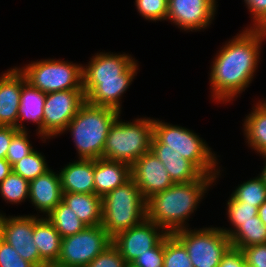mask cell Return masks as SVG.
I'll return each instance as SVG.
<instances>
[{"label": "cell", "instance_id": "9", "mask_svg": "<svg viewBox=\"0 0 266 267\" xmlns=\"http://www.w3.org/2000/svg\"><path fill=\"white\" fill-rule=\"evenodd\" d=\"M195 229L185 228L173 234L186 247L193 267H218L231 247L229 237L220 227Z\"/></svg>", "mask_w": 266, "mask_h": 267}, {"label": "cell", "instance_id": "33", "mask_svg": "<svg viewBox=\"0 0 266 267\" xmlns=\"http://www.w3.org/2000/svg\"><path fill=\"white\" fill-rule=\"evenodd\" d=\"M135 6L145 20H167L168 0H135Z\"/></svg>", "mask_w": 266, "mask_h": 267}, {"label": "cell", "instance_id": "20", "mask_svg": "<svg viewBox=\"0 0 266 267\" xmlns=\"http://www.w3.org/2000/svg\"><path fill=\"white\" fill-rule=\"evenodd\" d=\"M45 100L46 94L26 81L21 90L20 106L16 125L17 130H27V127L23 126L24 121L36 123L38 125V128L36 129V132H38L37 135L40 136L42 141H44L43 143L46 141V139L43 138Z\"/></svg>", "mask_w": 266, "mask_h": 267}, {"label": "cell", "instance_id": "45", "mask_svg": "<svg viewBox=\"0 0 266 267\" xmlns=\"http://www.w3.org/2000/svg\"><path fill=\"white\" fill-rule=\"evenodd\" d=\"M125 267H135V266H133L132 264H126Z\"/></svg>", "mask_w": 266, "mask_h": 267}, {"label": "cell", "instance_id": "4", "mask_svg": "<svg viewBox=\"0 0 266 267\" xmlns=\"http://www.w3.org/2000/svg\"><path fill=\"white\" fill-rule=\"evenodd\" d=\"M199 136L186 127L154 119L150 150H174L191 161L204 175L219 178L218 156Z\"/></svg>", "mask_w": 266, "mask_h": 267}, {"label": "cell", "instance_id": "30", "mask_svg": "<svg viewBox=\"0 0 266 267\" xmlns=\"http://www.w3.org/2000/svg\"><path fill=\"white\" fill-rule=\"evenodd\" d=\"M163 267H193L186 247L174 234L164 238Z\"/></svg>", "mask_w": 266, "mask_h": 267}, {"label": "cell", "instance_id": "42", "mask_svg": "<svg viewBox=\"0 0 266 267\" xmlns=\"http://www.w3.org/2000/svg\"><path fill=\"white\" fill-rule=\"evenodd\" d=\"M258 216L262 223L266 225V201H264L258 208Z\"/></svg>", "mask_w": 266, "mask_h": 267}, {"label": "cell", "instance_id": "31", "mask_svg": "<svg viewBox=\"0 0 266 267\" xmlns=\"http://www.w3.org/2000/svg\"><path fill=\"white\" fill-rule=\"evenodd\" d=\"M49 168L45 156L39 153V151L34 150L28 156L14 164L12 171L30 182L46 173L50 170Z\"/></svg>", "mask_w": 266, "mask_h": 267}, {"label": "cell", "instance_id": "32", "mask_svg": "<svg viewBox=\"0 0 266 267\" xmlns=\"http://www.w3.org/2000/svg\"><path fill=\"white\" fill-rule=\"evenodd\" d=\"M28 130H19L13 137L6 153V160L11 166L28 156L35 149L30 143Z\"/></svg>", "mask_w": 266, "mask_h": 267}, {"label": "cell", "instance_id": "38", "mask_svg": "<svg viewBox=\"0 0 266 267\" xmlns=\"http://www.w3.org/2000/svg\"><path fill=\"white\" fill-rule=\"evenodd\" d=\"M244 2L253 20L249 28L266 29V0H244Z\"/></svg>", "mask_w": 266, "mask_h": 267}, {"label": "cell", "instance_id": "34", "mask_svg": "<svg viewBox=\"0 0 266 267\" xmlns=\"http://www.w3.org/2000/svg\"><path fill=\"white\" fill-rule=\"evenodd\" d=\"M126 264L117 248L111 243L86 267H125Z\"/></svg>", "mask_w": 266, "mask_h": 267}, {"label": "cell", "instance_id": "44", "mask_svg": "<svg viewBox=\"0 0 266 267\" xmlns=\"http://www.w3.org/2000/svg\"><path fill=\"white\" fill-rule=\"evenodd\" d=\"M46 267H62V266H58L56 264H48Z\"/></svg>", "mask_w": 266, "mask_h": 267}, {"label": "cell", "instance_id": "41", "mask_svg": "<svg viewBox=\"0 0 266 267\" xmlns=\"http://www.w3.org/2000/svg\"><path fill=\"white\" fill-rule=\"evenodd\" d=\"M12 172V166L6 159H0V183Z\"/></svg>", "mask_w": 266, "mask_h": 267}, {"label": "cell", "instance_id": "5", "mask_svg": "<svg viewBox=\"0 0 266 267\" xmlns=\"http://www.w3.org/2000/svg\"><path fill=\"white\" fill-rule=\"evenodd\" d=\"M121 115L115 109L85 102L62 133L71 132L78 159L102 158L109 129Z\"/></svg>", "mask_w": 266, "mask_h": 267}, {"label": "cell", "instance_id": "11", "mask_svg": "<svg viewBox=\"0 0 266 267\" xmlns=\"http://www.w3.org/2000/svg\"><path fill=\"white\" fill-rule=\"evenodd\" d=\"M85 102L84 90L47 93L44 105L43 138L60 136Z\"/></svg>", "mask_w": 266, "mask_h": 267}, {"label": "cell", "instance_id": "12", "mask_svg": "<svg viewBox=\"0 0 266 267\" xmlns=\"http://www.w3.org/2000/svg\"><path fill=\"white\" fill-rule=\"evenodd\" d=\"M34 215H17L7 217L0 212V237L12 246L26 261L36 267L48 264L40 257L34 242Z\"/></svg>", "mask_w": 266, "mask_h": 267}, {"label": "cell", "instance_id": "40", "mask_svg": "<svg viewBox=\"0 0 266 267\" xmlns=\"http://www.w3.org/2000/svg\"><path fill=\"white\" fill-rule=\"evenodd\" d=\"M15 127L0 126V159H6L12 137L18 132Z\"/></svg>", "mask_w": 266, "mask_h": 267}, {"label": "cell", "instance_id": "46", "mask_svg": "<svg viewBox=\"0 0 266 267\" xmlns=\"http://www.w3.org/2000/svg\"><path fill=\"white\" fill-rule=\"evenodd\" d=\"M261 156L262 157H266V151Z\"/></svg>", "mask_w": 266, "mask_h": 267}, {"label": "cell", "instance_id": "23", "mask_svg": "<svg viewBox=\"0 0 266 267\" xmlns=\"http://www.w3.org/2000/svg\"><path fill=\"white\" fill-rule=\"evenodd\" d=\"M165 166L174 183L199 180L204 174L189 160L174 150H150Z\"/></svg>", "mask_w": 266, "mask_h": 267}, {"label": "cell", "instance_id": "7", "mask_svg": "<svg viewBox=\"0 0 266 267\" xmlns=\"http://www.w3.org/2000/svg\"><path fill=\"white\" fill-rule=\"evenodd\" d=\"M150 118L123 122L119 115L109 129L102 158L132 165L149 152L154 126V118Z\"/></svg>", "mask_w": 266, "mask_h": 267}, {"label": "cell", "instance_id": "43", "mask_svg": "<svg viewBox=\"0 0 266 267\" xmlns=\"http://www.w3.org/2000/svg\"><path fill=\"white\" fill-rule=\"evenodd\" d=\"M263 158H265V166L259 175L262 177L263 182L266 184V157Z\"/></svg>", "mask_w": 266, "mask_h": 267}, {"label": "cell", "instance_id": "39", "mask_svg": "<svg viewBox=\"0 0 266 267\" xmlns=\"http://www.w3.org/2000/svg\"><path fill=\"white\" fill-rule=\"evenodd\" d=\"M218 267H247L240 249L230 247L223 255Z\"/></svg>", "mask_w": 266, "mask_h": 267}, {"label": "cell", "instance_id": "3", "mask_svg": "<svg viewBox=\"0 0 266 267\" xmlns=\"http://www.w3.org/2000/svg\"><path fill=\"white\" fill-rule=\"evenodd\" d=\"M217 178L203 175L197 181L174 183L164 191L157 192L147 199V219L162 227L168 234L188 228L186 221L197 210L208 188L212 187Z\"/></svg>", "mask_w": 266, "mask_h": 267}, {"label": "cell", "instance_id": "36", "mask_svg": "<svg viewBox=\"0 0 266 267\" xmlns=\"http://www.w3.org/2000/svg\"><path fill=\"white\" fill-rule=\"evenodd\" d=\"M135 267H163L164 264V239L154 248L139 255L131 263Z\"/></svg>", "mask_w": 266, "mask_h": 267}, {"label": "cell", "instance_id": "13", "mask_svg": "<svg viewBox=\"0 0 266 267\" xmlns=\"http://www.w3.org/2000/svg\"><path fill=\"white\" fill-rule=\"evenodd\" d=\"M168 233L149 219H145L126 231L112 238V244L117 248L127 264L149 249L156 247Z\"/></svg>", "mask_w": 266, "mask_h": 267}, {"label": "cell", "instance_id": "8", "mask_svg": "<svg viewBox=\"0 0 266 267\" xmlns=\"http://www.w3.org/2000/svg\"><path fill=\"white\" fill-rule=\"evenodd\" d=\"M33 87L45 94L63 90H83V65L64 60L44 59L18 67Z\"/></svg>", "mask_w": 266, "mask_h": 267}, {"label": "cell", "instance_id": "16", "mask_svg": "<svg viewBox=\"0 0 266 267\" xmlns=\"http://www.w3.org/2000/svg\"><path fill=\"white\" fill-rule=\"evenodd\" d=\"M26 81L18 67L8 69L0 75V126L16 128L21 90Z\"/></svg>", "mask_w": 266, "mask_h": 267}, {"label": "cell", "instance_id": "35", "mask_svg": "<svg viewBox=\"0 0 266 267\" xmlns=\"http://www.w3.org/2000/svg\"><path fill=\"white\" fill-rule=\"evenodd\" d=\"M0 267H36L0 237Z\"/></svg>", "mask_w": 266, "mask_h": 267}, {"label": "cell", "instance_id": "29", "mask_svg": "<svg viewBox=\"0 0 266 267\" xmlns=\"http://www.w3.org/2000/svg\"><path fill=\"white\" fill-rule=\"evenodd\" d=\"M0 194L6 203L21 204L29 199V181L12 171L0 183Z\"/></svg>", "mask_w": 266, "mask_h": 267}, {"label": "cell", "instance_id": "28", "mask_svg": "<svg viewBox=\"0 0 266 267\" xmlns=\"http://www.w3.org/2000/svg\"><path fill=\"white\" fill-rule=\"evenodd\" d=\"M226 205L227 218L234 228H220L228 237L241 226V222L255 220V216L258 215V208L256 206L237 201L232 196L229 197Z\"/></svg>", "mask_w": 266, "mask_h": 267}, {"label": "cell", "instance_id": "37", "mask_svg": "<svg viewBox=\"0 0 266 267\" xmlns=\"http://www.w3.org/2000/svg\"><path fill=\"white\" fill-rule=\"evenodd\" d=\"M247 267H266V243L240 249Z\"/></svg>", "mask_w": 266, "mask_h": 267}, {"label": "cell", "instance_id": "24", "mask_svg": "<svg viewBox=\"0 0 266 267\" xmlns=\"http://www.w3.org/2000/svg\"><path fill=\"white\" fill-rule=\"evenodd\" d=\"M252 109L244 120L243 133L248 146L262 155L266 151V104L259 100Z\"/></svg>", "mask_w": 266, "mask_h": 267}, {"label": "cell", "instance_id": "1", "mask_svg": "<svg viewBox=\"0 0 266 267\" xmlns=\"http://www.w3.org/2000/svg\"><path fill=\"white\" fill-rule=\"evenodd\" d=\"M240 32L220 48L211 65L210 92L217 103L235 100L256 75L266 29L246 27Z\"/></svg>", "mask_w": 266, "mask_h": 267}, {"label": "cell", "instance_id": "17", "mask_svg": "<svg viewBox=\"0 0 266 267\" xmlns=\"http://www.w3.org/2000/svg\"><path fill=\"white\" fill-rule=\"evenodd\" d=\"M50 169L29 182V201L36 211L47 216L61 201L62 187L59 173ZM57 173V174H56Z\"/></svg>", "mask_w": 266, "mask_h": 267}, {"label": "cell", "instance_id": "18", "mask_svg": "<svg viewBox=\"0 0 266 267\" xmlns=\"http://www.w3.org/2000/svg\"><path fill=\"white\" fill-rule=\"evenodd\" d=\"M63 193L95 194L94 160L78 159L69 162L59 172Z\"/></svg>", "mask_w": 266, "mask_h": 267}, {"label": "cell", "instance_id": "22", "mask_svg": "<svg viewBox=\"0 0 266 267\" xmlns=\"http://www.w3.org/2000/svg\"><path fill=\"white\" fill-rule=\"evenodd\" d=\"M62 202L70 207L86 226L102 224L101 196L85 193H63Z\"/></svg>", "mask_w": 266, "mask_h": 267}, {"label": "cell", "instance_id": "6", "mask_svg": "<svg viewBox=\"0 0 266 267\" xmlns=\"http://www.w3.org/2000/svg\"><path fill=\"white\" fill-rule=\"evenodd\" d=\"M147 200L131 178L102 197V227L112 239L147 218Z\"/></svg>", "mask_w": 266, "mask_h": 267}, {"label": "cell", "instance_id": "26", "mask_svg": "<svg viewBox=\"0 0 266 267\" xmlns=\"http://www.w3.org/2000/svg\"><path fill=\"white\" fill-rule=\"evenodd\" d=\"M62 238L82 231L86 225L62 201L46 216Z\"/></svg>", "mask_w": 266, "mask_h": 267}, {"label": "cell", "instance_id": "19", "mask_svg": "<svg viewBox=\"0 0 266 267\" xmlns=\"http://www.w3.org/2000/svg\"><path fill=\"white\" fill-rule=\"evenodd\" d=\"M132 178L131 165L115 160H94L95 195L103 197Z\"/></svg>", "mask_w": 266, "mask_h": 267}, {"label": "cell", "instance_id": "27", "mask_svg": "<svg viewBox=\"0 0 266 267\" xmlns=\"http://www.w3.org/2000/svg\"><path fill=\"white\" fill-rule=\"evenodd\" d=\"M231 196L237 201L246 202V204L259 208L266 201V184L258 175L238 185Z\"/></svg>", "mask_w": 266, "mask_h": 267}, {"label": "cell", "instance_id": "10", "mask_svg": "<svg viewBox=\"0 0 266 267\" xmlns=\"http://www.w3.org/2000/svg\"><path fill=\"white\" fill-rule=\"evenodd\" d=\"M112 243L102 225L86 226L82 231L62 238L60 256L55 263L62 267H86Z\"/></svg>", "mask_w": 266, "mask_h": 267}, {"label": "cell", "instance_id": "2", "mask_svg": "<svg viewBox=\"0 0 266 267\" xmlns=\"http://www.w3.org/2000/svg\"><path fill=\"white\" fill-rule=\"evenodd\" d=\"M139 65L130 54L100 52L83 66L86 102L121 113V98L137 76Z\"/></svg>", "mask_w": 266, "mask_h": 267}, {"label": "cell", "instance_id": "21", "mask_svg": "<svg viewBox=\"0 0 266 267\" xmlns=\"http://www.w3.org/2000/svg\"><path fill=\"white\" fill-rule=\"evenodd\" d=\"M34 215V242L40 257L47 264H55L60 256L62 237L46 217Z\"/></svg>", "mask_w": 266, "mask_h": 267}, {"label": "cell", "instance_id": "25", "mask_svg": "<svg viewBox=\"0 0 266 267\" xmlns=\"http://www.w3.org/2000/svg\"><path fill=\"white\" fill-rule=\"evenodd\" d=\"M231 246L237 249L266 243V225L259 216L255 220L241 222V226L229 237Z\"/></svg>", "mask_w": 266, "mask_h": 267}, {"label": "cell", "instance_id": "15", "mask_svg": "<svg viewBox=\"0 0 266 267\" xmlns=\"http://www.w3.org/2000/svg\"><path fill=\"white\" fill-rule=\"evenodd\" d=\"M131 176L146 200L174 184L165 166L151 151L131 165Z\"/></svg>", "mask_w": 266, "mask_h": 267}, {"label": "cell", "instance_id": "14", "mask_svg": "<svg viewBox=\"0 0 266 267\" xmlns=\"http://www.w3.org/2000/svg\"><path fill=\"white\" fill-rule=\"evenodd\" d=\"M217 3L216 0H168L167 21L187 32L204 30L216 16Z\"/></svg>", "mask_w": 266, "mask_h": 267}]
</instances>
